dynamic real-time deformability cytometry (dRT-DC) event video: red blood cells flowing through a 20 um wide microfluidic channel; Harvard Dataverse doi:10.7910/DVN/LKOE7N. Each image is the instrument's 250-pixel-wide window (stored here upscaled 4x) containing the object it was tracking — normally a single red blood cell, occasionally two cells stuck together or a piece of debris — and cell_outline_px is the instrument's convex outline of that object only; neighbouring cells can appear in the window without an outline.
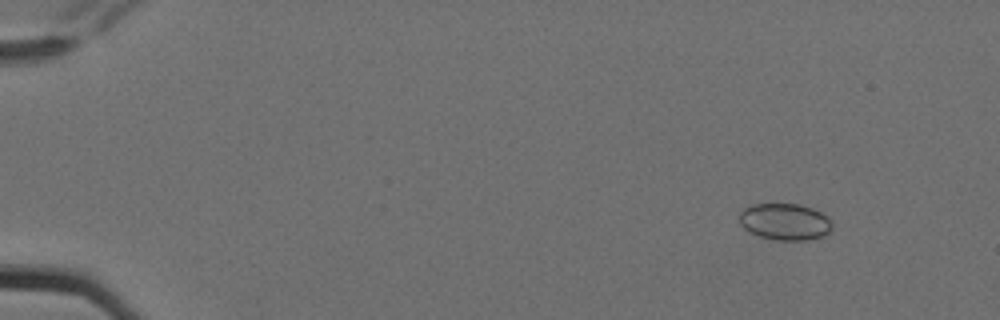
{"species": "Egyptian fruit bat (a non-hibernating species)", "species_latin": "Rousettus aegyptiacus", "temperature_condition": "cold", "stored_images_in_passage": 5, "camera_frame_rate_fps": 3000, "um_per_image_px": 0.085, "animal": {"sex": "female"}, "frame": {"image": 1, "passage_image": 1, "time_ms": 0.0, "image_size_px": [1000, 320], "cell_outline_px": [[832, 228], [824, 236], [808, 240], [776, 240], [760, 236], [744, 228], [740, 224], [740, 212], [744, 208], [752, 204], [800, 204], [812, 208], [820, 212], [832, 220]], "centroid_in_image_um": [66.74, 18.84], "position_along_channel_um": 18.3, "area_um2": 19.83}}
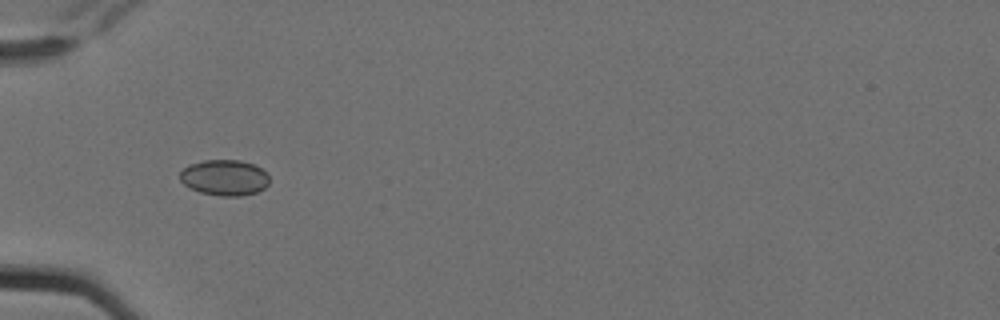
{"frame": {"image": 2, "passage_image": 4, "time_ms": 1.0, "image_size_px": [1000, 320], "cell_outline_px": [[268, 184], [264, 188], [256, 192], [240, 196], [220, 196], [200, 192], [184, 184], [180, 180], [180, 172], [188, 164], [204, 160], [240, 160], [252, 164], [268, 172]], "centroid_in_image_um": [19.08, 15.09], "position_along_channel_um": 65.9, "area_um2": 18.61}}
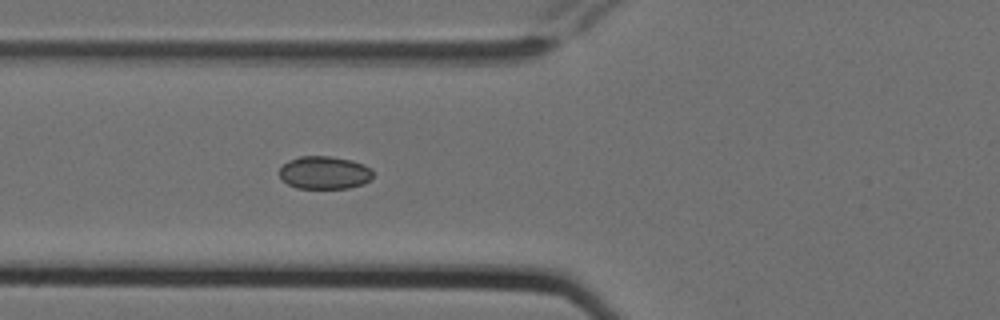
{"frame": {"image": 3, "passage_image": 5, "time_ms": 1.333, "image_size_px": [1000, 320], "cell_outline_px": [[372, 176], [364, 184], [348, 188], [296, 188], [288, 184], [280, 176], [280, 168], [288, 160], [300, 156], [332, 156], [352, 160], [364, 164], [372, 168]], "centroid_in_image_um": [27.59, 14.66], "position_along_channel_um": 98.2, "area_um2": 17.98}}